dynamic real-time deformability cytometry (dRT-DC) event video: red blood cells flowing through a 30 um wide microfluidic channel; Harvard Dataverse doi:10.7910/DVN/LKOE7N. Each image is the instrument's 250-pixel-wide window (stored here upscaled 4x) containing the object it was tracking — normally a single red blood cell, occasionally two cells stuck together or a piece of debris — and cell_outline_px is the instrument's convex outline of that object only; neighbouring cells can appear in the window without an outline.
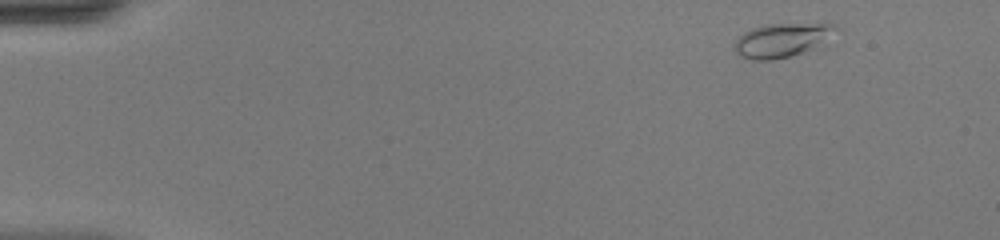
{"species": "common noctule bat (a hibernating species)", "species_latin": "Nyctalus noctula", "temperature_condition": "warm", "stored_images_in_passage": 46, "camera_frame_rate_fps": 3000, "um_per_image_px": 0.085, "animal": {"sex": "female", "body_mass_g": 20.0, "forearm_length_mm": 54.0}, "frame": {"image": 1, "passage_image": 1, "time_ms": 0.0, "image_size_px": [1000, 240], "cell_outline_px": [[844, 28], [804, 52], [772, 60], [752, 60], [740, 56], [736, 52], [736, 40], [744, 32], [752, 28], [764, 24], [836, 24]], "centroid_in_image_um": [66.48, 3.39], "position_along_channel_um": 18.5, "area_um2": 19.71}}
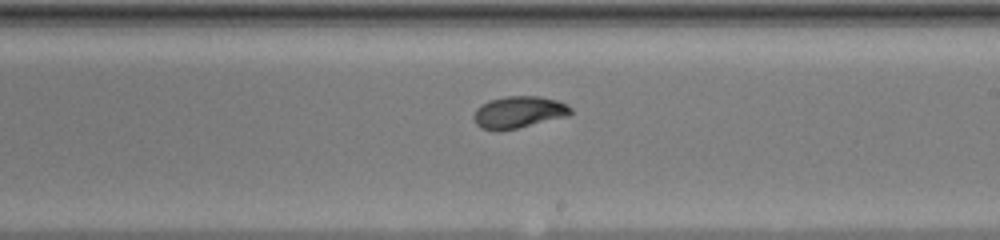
{"frame": {"image": 2, "passage_image": 26, "time_ms": 8.333, "image_size_px": [1000, 240], "cell_outline_px": [[572, 112], [568, 116], [516, 128], [480, 128], [476, 124], [472, 116], [476, 108], [480, 104], [488, 100], [504, 96], [540, 96], [556, 100], [568, 104], [572, 108]], "centroid_in_image_um": [44.1, 9.49], "position_along_channel_um": 244.9, "area_um2": 17.8}}
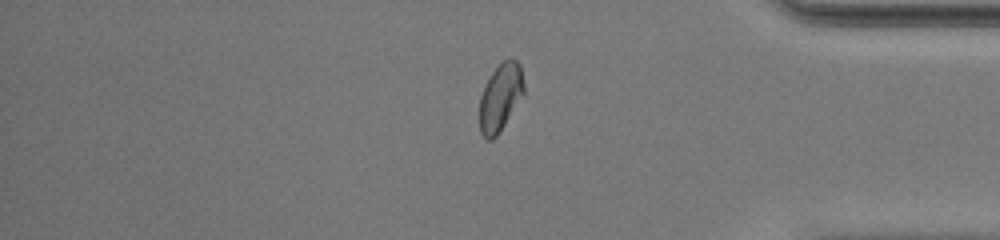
{"frame": {"image": 3, "passage_image": 38, "time_ms": 12.333, "image_size_px": [1000, 240], "cell_outline_px": [[524, 92], [504, 124], [496, 136], [492, 140], [488, 140], [480, 132], [480, 96], [492, 72], [508, 56], [516, 60], [520, 64], [524, 84]], "centroid_in_image_um": [42.53, 8.24], "position_along_channel_um": 392.7, "area_um2": 17.05}, "authors_computed_cell_mechanics": {"area_um2": 17.9758, "velocity_mm_per_s": 4.1687, "shape_relaxation_time_tau1_ms": 9.4523, "shape_relaxation_time_tau2_ms": 1.0359, "deformation_change_tau1": 0.2567, "deformation_change_tau2": 0.0461}}